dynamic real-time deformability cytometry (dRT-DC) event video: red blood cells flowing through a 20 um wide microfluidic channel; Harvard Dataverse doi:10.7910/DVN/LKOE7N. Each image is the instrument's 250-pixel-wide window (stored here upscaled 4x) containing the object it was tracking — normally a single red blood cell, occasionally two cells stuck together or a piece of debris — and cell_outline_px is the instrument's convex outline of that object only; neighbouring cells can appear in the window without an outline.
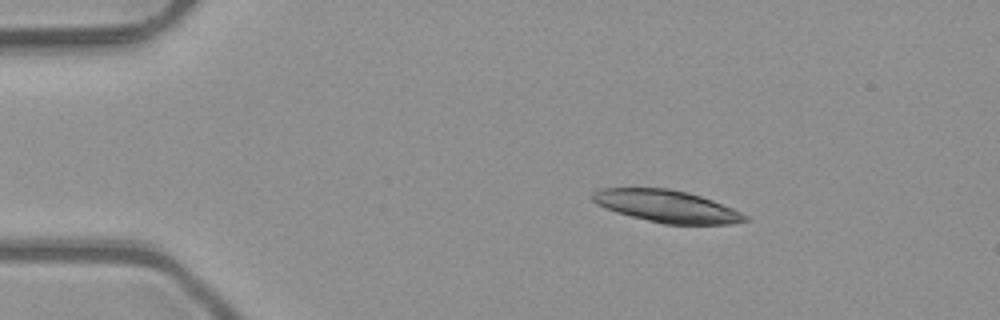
{"species": "common noctule bat (a hibernating species)", "species_latin": "Nyctalus noctula", "temperature_condition": "room temperature", "stored_images_in_passage": 4, "camera_frame_rate_fps": 3000, "um_per_image_px": 0.085, "animal": {"sex": "male", "body_mass_g": 23.1, "forearm_length_mm": 52.7}, "frame": {"image": 1, "passage_image": 2, "time_ms": 0.333, "image_size_px": [1000, 320], "cell_outline_px": [[748, 220], [728, 224], [664, 224], [616, 212], [596, 204], [588, 196], [592, 192], [600, 188], [668, 188], [688, 192], [712, 200], [732, 208], [748, 216]], "centroid_in_image_um": [56.62, 17.52], "position_along_channel_um": 28.4, "area_um2": 28.5}}